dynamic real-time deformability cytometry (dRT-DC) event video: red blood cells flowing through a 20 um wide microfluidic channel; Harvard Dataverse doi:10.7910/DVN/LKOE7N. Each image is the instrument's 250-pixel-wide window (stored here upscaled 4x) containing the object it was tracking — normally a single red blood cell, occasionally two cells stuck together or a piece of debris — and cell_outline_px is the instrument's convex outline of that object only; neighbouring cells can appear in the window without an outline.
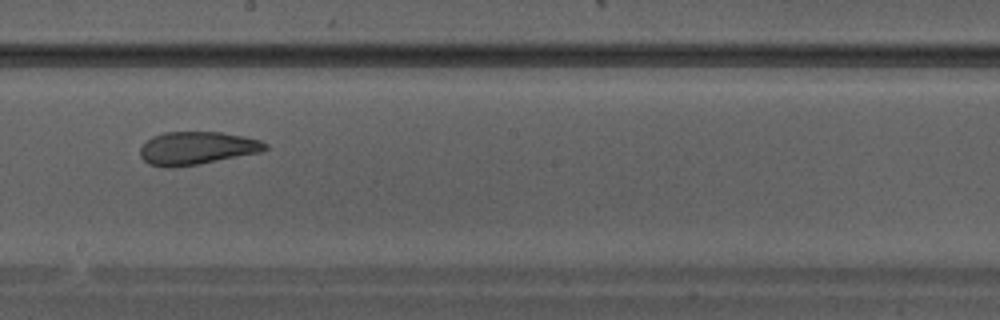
{"species": "Egyptian fruit bat (a non-hibernating species)", "species_latin": "Rousettus aegyptiacus", "temperature_condition": "warm", "stored_images_in_passage": 27, "camera_frame_rate_fps": 3000, "um_per_image_px": 0.085, "animal": {"sex": "male"}, "frame": {"image": 1, "passage_image": 12, "time_ms": 3.667, "image_size_px": [1000, 320], "cell_outline_px": [[268, 148], [260, 152], [200, 164], [172, 168], [164, 168], [148, 164], [140, 156], [140, 148], [152, 136], [164, 132], [220, 132], [244, 136], [260, 140], [268, 144]], "centroid_in_image_um": [16.72, 12.6], "position_along_channel_um": 231.5, "area_um2": 24.16}}